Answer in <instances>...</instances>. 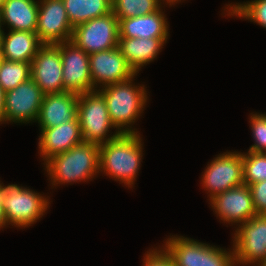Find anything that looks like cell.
Listing matches in <instances>:
<instances>
[{
  "instance_id": "6da1fadb",
  "label": "cell",
  "mask_w": 266,
  "mask_h": 266,
  "mask_svg": "<svg viewBox=\"0 0 266 266\" xmlns=\"http://www.w3.org/2000/svg\"><path fill=\"white\" fill-rule=\"evenodd\" d=\"M139 135L123 133L99 145V171L129 188L134 186L142 162L143 144Z\"/></svg>"
},
{
  "instance_id": "7a4b0ae2",
  "label": "cell",
  "mask_w": 266,
  "mask_h": 266,
  "mask_svg": "<svg viewBox=\"0 0 266 266\" xmlns=\"http://www.w3.org/2000/svg\"><path fill=\"white\" fill-rule=\"evenodd\" d=\"M44 164L52 185L87 181L99 173V144L83 141Z\"/></svg>"
},
{
  "instance_id": "3957f363",
  "label": "cell",
  "mask_w": 266,
  "mask_h": 266,
  "mask_svg": "<svg viewBox=\"0 0 266 266\" xmlns=\"http://www.w3.org/2000/svg\"><path fill=\"white\" fill-rule=\"evenodd\" d=\"M134 77L98 89L105 98L112 124L121 134H138L131 124L139 119L148 100L145 86L132 84Z\"/></svg>"
},
{
  "instance_id": "277c9868",
  "label": "cell",
  "mask_w": 266,
  "mask_h": 266,
  "mask_svg": "<svg viewBox=\"0 0 266 266\" xmlns=\"http://www.w3.org/2000/svg\"><path fill=\"white\" fill-rule=\"evenodd\" d=\"M164 250L175 266H235L234 252L183 236L166 240Z\"/></svg>"
},
{
  "instance_id": "5b68a950",
  "label": "cell",
  "mask_w": 266,
  "mask_h": 266,
  "mask_svg": "<svg viewBox=\"0 0 266 266\" xmlns=\"http://www.w3.org/2000/svg\"><path fill=\"white\" fill-rule=\"evenodd\" d=\"M77 117L82 138L85 142L100 145L115 139L121 134L116 131L115 134L106 137L110 128H115V126L110 120L105 98L98 90L79 94Z\"/></svg>"
},
{
  "instance_id": "8992f818",
  "label": "cell",
  "mask_w": 266,
  "mask_h": 266,
  "mask_svg": "<svg viewBox=\"0 0 266 266\" xmlns=\"http://www.w3.org/2000/svg\"><path fill=\"white\" fill-rule=\"evenodd\" d=\"M3 186V207L7 225L28 227L37 222L49 207V199L16 184Z\"/></svg>"
},
{
  "instance_id": "52a82bcc",
  "label": "cell",
  "mask_w": 266,
  "mask_h": 266,
  "mask_svg": "<svg viewBox=\"0 0 266 266\" xmlns=\"http://www.w3.org/2000/svg\"><path fill=\"white\" fill-rule=\"evenodd\" d=\"M233 238L236 265H266V214H257L239 225Z\"/></svg>"
},
{
  "instance_id": "ba28073f",
  "label": "cell",
  "mask_w": 266,
  "mask_h": 266,
  "mask_svg": "<svg viewBox=\"0 0 266 266\" xmlns=\"http://www.w3.org/2000/svg\"><path fill=\"white\" fill-rule=\"evenodd\" d=\"M119 20L113 12L73 28L71 41L88 55L118 47Z\"/></svg>"
},
{
  "instance_id": "9c48e42d",
  "label": "cell",
  "mask_w": 266,
  "mask_h": 266,
  "mask_svg": "<svg viewBox=\"0 0 266 266\" xmlns=\"http://www.w3.org/2000/svg\"><path fill=\"white\" fill-rule=\"evenodd\" d=\"M204 170L202 186L210 193V199L230 188L244 184L241 152L220 154Z\"/></svg>"
},
{
  "instance_id": "30bf717a",
  "label": "cell",
  "mask_w": 266,
  "mask_h": 266,
  "mask_svg": "<svg viewBox=\"0 0 266 266\" xmlns=\"http://www.w3.org/2000/svg\"><path fill=\"white\" fill-rule=\"evenodd\" d=\"M61 43L42 44L31 62V78L44 94L64 91Z\"/></svg>"
},
{
  "instance_id": "8fae6325",
  "label": "cell",
  "mask_w": 266,
  "mask_h": 266,
  "mask_svg": "<svg viewBox=\"0 0 266 266\" xmlns=\"http://www.w3.org/2000/svg\"><path fill=\"white\" fill-rule=\"evenodd\" d=\"M44 95L32 78L5 92V122H36Z\"/></svg>"
},
{
  "instance_id": "7c38bea8",
  "label": "cell",
  "mask_w": 266,
  "mask_h": 266,
  "mask_svg": "<svg viewBox=\"0 0 266 266\" xmlns=\"http://www.w3.org/2000/svg\"><path fill=\"white\" fill-rule=\"evenodd\" d=\"M36 33L42 44L71 40L73 27L62 0H40Z\"/></svg>"
},
{
  "instance_id": "4fadbf2b",
  "label": "cell",
  "mask_w": 266,
  "mask_h": 266,
  "mask_svg": "<svg viewBox=\"0 0 266 266\" xmlns=\"http://www.w3.org/2000/svg\"><path fill=\"white\" fill-rule=\"evenodd\" d=\"M92 91L130 79L137 73L129 66L118 47L89 55ZM102 84V85H101Z\"/></svg>"
},
{
  "instance_id": "5bb4252c",
  "label": "cell",
  "mask_w": 266,
  "mask_h": 266,
  "mask_svg": "<svg viewBox=\"0 0 266 266\" xmlns=\"http://www.w3.org/2000/svg\"><path fill=\"white\" fill-rule=\"evenodd\" d=\"M64 91L82 94L92 91L89 55L71 40L61 43Z\"/></svg>"
},
{
  "instance_id": "9a60e30c",
  "label": "cell",
  "mask_w": 266,
  "mask_h": 266,
  "mask_svg": "<svg viewBox=\"0 0 266 266\" xmlns=\"http://www.w3.org/2000/svg\"><path fill=\"white\" fill-rule=\"evenodd\" d=\"M209 200L212 209L224 223L241 225L257 215L250 188L245 184L230 188Z\"/></svg>"
},
{
  "instance_id": "2e32d148",
  "label": "cell",
  "mask_w": 266,
  "mask_h": 266,
  "mask_svg": "<svg viewBox=\"0 0 266 266\" xmlns=\"http://www.w3.org/2000/svg\"><path fill=\"white\" fill-rule=\"evenodd\" d=\"M79 94L69 91L48 93L43 101L38 116L40 128H52L77 118Z\"/></svg>"
},
{
  "instance_id": "e0dca14e",
  "label": "cell",
  "mask_w": 266,
  "mask_h": 266,
  "mask_svg": "<svg viewBox=\"0 0 266 266\" xmlns=\"http://www.w3.org/2000/svg\"><path fill=\"white\" fill-rule=\"evenodd\" d=\"M78 117L52 128H41L38 148L45 162L49 158L68 151L83 142Z\"/></svg>"
},
{
  "instance_id": "ac0fdd59",
  "label": "cell",
  "mask_w": 266,
  "mask_h": 266,
  "mask_svg": "<svg viewBox=\"0 0 266 266\" xmlns=\"http://www.w3.org/2000/svg\"><path fill=\"white\" fill-rule=\"evenodd\" d=\"M162 11L120 19L119 38H168L169 24Z\"/></svg>"
},
{
  "instance_id": "d6986e66",
  "label": "cell",
  "mask_w": 266,
  "mask_h": 266,
  "mask_svg": "<svg viewBox=\"0 0 266 266\" xmlns=\"http://www.w3.org/2000/svg\"><path fill=\"white\" fill-rule=\"evenodd\" d=\"M168 38H119L118 48L135 73L152 62Z\"/></svg>"
},
{
  "instance_id": "ffe728a7",
  "label": "cell",
  "mask_w": 266,
  "mask_h": 266,
  "mask_svg": "<svg viewBox=\"0 0 266 266\" xmlns=\"http://www.w3.org/2000/svg\"><path fill=\"white\" fill-rule=\"evenodd\" d=\"M39 1L4 0L1 5L2 24L10 30L36 32Z\"/></svg>"
},
{
  "instance_id": "44dd1931",
  "label": "cell",
  "mask_w": 266,
  "mask_h": 266,
  "mask_svg": "<svg viewBox=\"0 0 266 266\" xmlns=\"http://www.w3.org/2000/svg\"><path fill=\"white\" fill-rule=\"evenodd\" d=\"M41 45L36 32L10 30L3 34V57L8 61L31 63Z\"/></svg>"
},
{
  "instance_id": "7402d4cb",
  "label": "cell",
  "mask_w": 266,
  "mask_h": 266,
  "mask_svg": "<svg viewBox=\"0 0 266 266\" xmlns=\"http://www.w3.org/2000/svg\"><path fill=\"white\" fill-rule=\"evenodd\" d=\"M71 26L112 12V0H62Z\"/></svg>"
},
{
  "instance_id": "603a6c76",
  "label": "cell",
  "mask_w": 266,
  "mask_h": 266,
  "mask_svg": "<svg viewBox=\"0 0 266 266\" xmlns=\"http://www.w3.org/2000/svg\"><path fill=\"white\" fill-rule=\"evenodd\" d=\"M161 0H112V12L118 20L147 15L161 8Z\"/></svg>"
},
{
  "instance_id": "cb8c5ba5",
  "label": "cell",
  "mask_w": 266,
  "mask_h": 266,
  "mask_svg": "<svg viewBox=\"0 0 266 266\" xmlns=\"http://www.w3.org/2000/svg\"><path fill=\"white\" fill-rule=\"evenodd\" d=\"M31 78V63L3 60L0 64V85L5 92Z\"/></svg>"
},
{
  "instance_id": "d4e9b609",
  "label": "cell",
  "mask_w": 266,
  "mask_h": 266,
  "mask_svg": "<svg viewBox=\"0 0 266 266\" xmlns=\"http://www.w3.org/2000/svg\"><path fill=\"white\" fill-rule=\"evenodd\" d=\"M243 182L245 185L266 181V153H242Z\"/></svg>"
},
{
  "instance_id": "484cf974",
  "label": "cell",
  "mask_w": 266,
  "mask_h": 266,
  "mask_svg": "<svg viewBox=\"0 0 266 266\" xmlns=\"http://www.w3.org/2000/svg\"><path fill=\"white\" fill-rule=\"evenodd\" d=\"M230 6V7H229ZM227 5L228 15L246 18L266 28V0H254L235 5Z\"/></svg>"
},
{
  "instance_id": "4316f807",
  "label": "cell",
  "mask_w": 266,
  "mask_h": 266,
  "mask_svg": "<svg viewBox=\"0 0 266 266\" xmlns=\"http://www.w3.org/2000/svg\"><path fill=\"white\" fill-rule=\"evenodd\" d=\"M249 122L255 143L248 151L266 153V114L252 113Z\"/></svg>"
},
{
  "instance_id": "83f0119b",
  "label": "cell",
  "mask_w": 266,
  "mask_h": 266,
  "mask_svg": "<svg viewBox=\"0 0 266 266\" xmlns=\"http://www.w3.org/2000/svg\"><path fill=\"white\" fill-rule=\"evenodd\" d=\"M256 214H266V181L249 185Z\"/></svg>"
},
{
  "instance_id": "f1b7e54d",
  "label": "cell",
  "mask_w": 266,
  "mask_h": 266,
  "mask_svg": "<svg viewBox=\"0 0 266 266\" xmlns=\"http://www.w3.org/2000/svg\"><path fill=\"white\" fill-rule=\"evenodd\" d=\"M143 266H175L171 257L163 249H152L147 251L143 259Z\"/></svg>"
},
{
  "instance_id": "f546056e",
  "label": "cell",
  "mask_w": 266,
  "mask_h": 266,
  "mask_svg": "<svg viewBox=\"0 0 266 266\" xmlns=\"http://www.w3.org/2000/svg\"><path fill=\"white\" fill-rule=\"evenodd\" d=\"M3 197H4V190L0 181V228H3L7 224L4 215Z\"/></svg>"
},
{
  "instance_id": "4dcf8cb0",
  "label": "cell",
  "mask_w": 266,
  "mask_h": 266,
  "mask_svg": "<svg viewBox=\"0 0 266 266\" xmlns=\"http://www.w3.org/2000/svg\"><path fill=\"white\" fill-rule=\"evenodd\" d=\"M5 122V91L0 85V123Z\"/></svg>"
},
{
  "instance_id": "1f68e13d",
  "label": "cell",
  "mask_w": 266,
  "mask_h": 266,
  "mask_svg": "<svg viewBox=\"0 0 266 266\" xmlns=\"http://www.w3.org/2000/svg\"><path fill=\"white\" fill-rule=\"evenodd\" d=\"M162 1V0H161ZM166 1V2H165ZM165 2V4H169V7L178 3V2H181V0H163V3Z\"/></svg>"
},
{
  "instance_id": "d6a6232c",
  "label": "cell",
  "mask_w": 266,
  "mask_h": 266,
  "mask_svg": "<svg viewBox=\"0 0 266 266\" xmlns=\"http://www.w3.org/2000/svg\"><path fill=\"white\" fill-rule=\"evenodd\" d=\"M3 34H4V31L0 28V49H2Z\"/></svg>"
},
{
  "instance_id": "836d02e7",
  "label": "cell",
  "mask_w": 266,
  "mask_h": 266,
  "mask_svg": "<svg viewBox=\"0 0 266 266\" xmlns=\"http://www.w3.org/2000/svg\"><path fill=\"white\" fill-rule=\"evenodd\" d=\"M3 60H4L3 49H0V64L2 63Z\"/></svg>"
},
{
  "instance_id": "e575fe53",
  "label": "cell",
  "mask_w": 266,
  "mask_h": 266,
  "mask_svg": "<svg viewBox=\"0 0 266 266\" xmlns=\"http://www.w3.org/2000/svg\"><path fill=\"white\" fill-rule=\"evenodd\" d=\"M2 16H1V7H0V28L2 27Z\"/></svg>"
},
{
  "instance_id": "d590c367",
  "label": "cell",
  "mask_w": 266,
  "mask_h": 266,
  "mask_svg": "<svg viewBox=\"0 0 266 266\" xmlns=\"http://www.w3.org/2000/svg\"><path fill=\"white\" fill-rule=\"evenodd\" d=\"M3 1H4V0H0V7H1V5H2Z\"/></svg>"
}]
</instances>
